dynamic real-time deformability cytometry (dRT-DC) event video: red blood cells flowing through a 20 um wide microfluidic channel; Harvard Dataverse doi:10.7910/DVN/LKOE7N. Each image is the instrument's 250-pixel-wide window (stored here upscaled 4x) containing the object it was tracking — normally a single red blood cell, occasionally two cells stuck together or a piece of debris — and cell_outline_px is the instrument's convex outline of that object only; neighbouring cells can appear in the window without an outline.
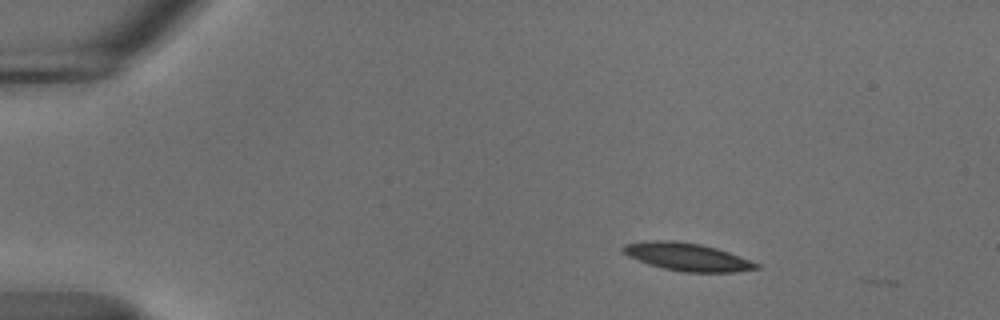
{"species": "common noctule bat (a hibernating species)", "species_latin": "Nyctalus noctula", "temperature_condition": "cold", "stored_images_in_passage": 4, "camera_frame_rate_fps": 3000, "um_per_image_px": 0.085, "animal": {"sex": "male", "body_mass_g": 18.8}, "frame": {"image": 1, "passage_image": 1, "time_ms": 0.0, "image_size_px": [1000, 320], "cell_outline_px": [[760, 268], [732, 272], [680, 272], [664, 268], [628, 256], [620, 252], [620, 248], [624, 244], [652, 240], [680, 240], [700, 244], [716, 248], [740, 256], [760, 264]], "centroid_in_image_um": [58.4, 21.82], "position_along_channel_um": 26.6, "area_um2": 21.56}}